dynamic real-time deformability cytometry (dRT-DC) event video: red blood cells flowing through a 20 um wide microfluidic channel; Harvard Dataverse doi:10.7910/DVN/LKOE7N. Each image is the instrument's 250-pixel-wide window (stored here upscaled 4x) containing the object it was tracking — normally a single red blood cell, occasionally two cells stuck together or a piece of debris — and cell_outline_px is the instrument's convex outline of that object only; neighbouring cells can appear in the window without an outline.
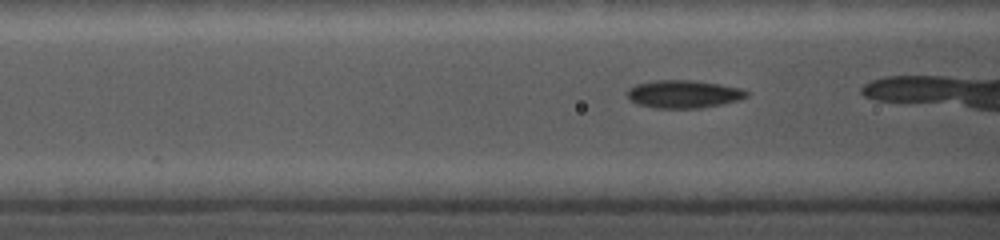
{"species": "common noctule bat (a hibernating species)", "species_latin": "Nyctalus noctula", "temperature_condition": "cold", "stored_images_in_passage": 47, "camera_frame_rate_fps": 5000, "um_per_image_px": 0.085, "animal": {"sex": "female", "body_mass_g": 19.0, "forearm_length_mm": 56.7}, "frame": {"image": 1, "passage_image": 6, "time_ms": 1.0, "image_size_px": [1000, 240], "cell_outline_px": [[748, 96], [740, 100], [700, 108], [656, 108], [636, 104], [628, 96], [628, 88], [636, 84], [660, 80], [688, 80], [716, 84], [740, 88], [748, 92]], "centroid_in_image_um": [58.1, 8.01], "position_along_channel_um": 108.5, "area_um2": 19.07}}
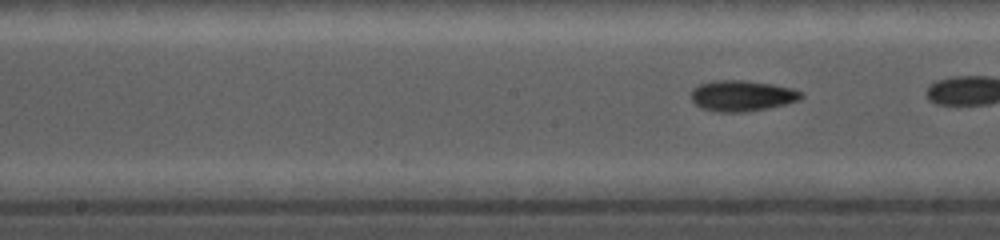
{"frame": {"image": 2, "passage_image": 17, "time_ms": 3.0, "image_size_px": [1000, 240], "cell_outline_px": [[804, 96], [800, 100], [768, 108], [744, 112], [716, 112], [700, 108], [692, 100], [692, 88], [700, 84], [716, 80], [744, 80], [772, 84], [792, 88], [800, 92]], "centroid_in_image_um": [63.06, 8.14], "position_along_channel_um": 185.1, "area_um2": 19.77}}
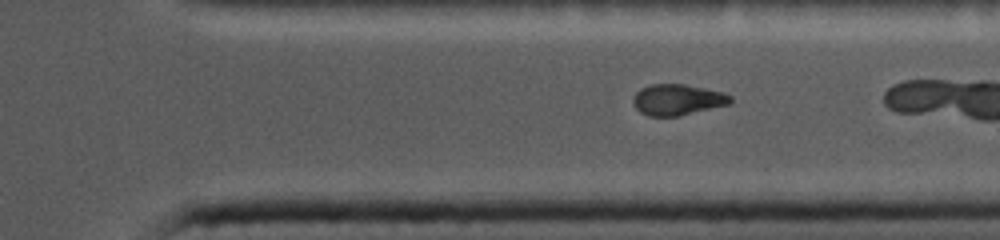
{"frame": {"image": 3, "passage_image": 41, "time_ms": 7.4, "image_size_px": [1000, 240], "cell_outline_px": [[732, 100], [728, 104], [676, 116], [648, 116], [640, 112], [636, 108], [632, 100], [632, 96], [640, 88], [652, 84], [684, 84], [724, 92], [732, 96]], "centroid_in_image_um": [57.55, 8.46], "position_along_channel_um": 353.9, "area_um2": 17.46}}